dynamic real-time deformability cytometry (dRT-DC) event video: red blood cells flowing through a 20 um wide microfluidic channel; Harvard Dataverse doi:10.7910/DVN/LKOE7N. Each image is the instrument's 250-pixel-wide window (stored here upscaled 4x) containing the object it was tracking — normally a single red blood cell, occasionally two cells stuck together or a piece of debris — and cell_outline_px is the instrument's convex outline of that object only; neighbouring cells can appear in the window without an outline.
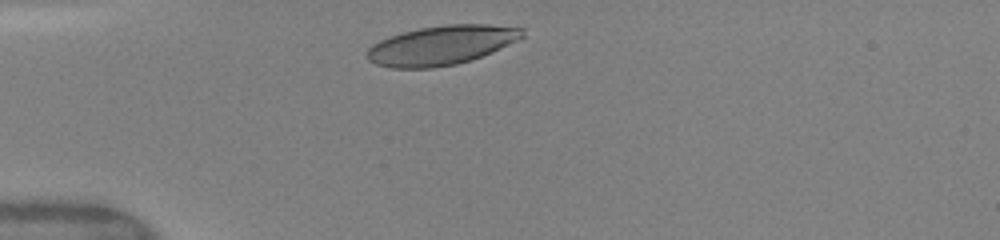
{"species": "human", "species_latin": "Homo sapiens", "temperature_condition": "warm", "stored_images_in_passage": 4, "camera_frame_rate_fps": 3000, "um_per_image_px": 0.085, "donor": {"sex": "female"}, "frame": {"image": 1, "passage_image": 2, "time_ms": 0.667, "image_size_px": [1000, 240], "cell_outline_px": [[524, 36], [520, 40], [492, 52], [456, 64], [432, 68], [392, 68], [376, 64], [368, 60], [364, 56], [368, 48], [372, 44], [388, 36], [420, 28], [448, 24], [488, 24], [524, 28]], "centroid_in_image_um": [37.51, 3.84], "position_along_channel_um": 47.5, "area_um2": 35.66}}